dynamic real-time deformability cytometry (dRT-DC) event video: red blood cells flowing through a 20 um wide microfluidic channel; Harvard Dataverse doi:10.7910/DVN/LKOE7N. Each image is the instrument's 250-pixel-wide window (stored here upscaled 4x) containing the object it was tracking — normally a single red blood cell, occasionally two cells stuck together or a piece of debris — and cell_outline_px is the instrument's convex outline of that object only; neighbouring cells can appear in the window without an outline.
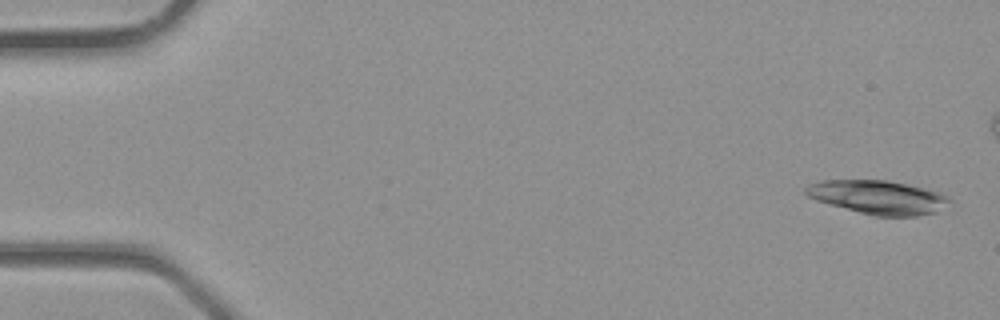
{"species": "common noctule bat (a hibernating species)", "species_latin": "Nyctalus noctula", "temperature_condition": "room temperature", "stored_images_in_passage": 4, "camera_frame_rate_fps": 3000, "um_per_image_px": 0.085, "animal": {"sex": "male", "body_mass_g": 23.1, "forearm_length_mm": 52.7}, "frame": {"image": 1, "passage_image": 1, "time_ms": 0.0, "image_size_px": [1000, 320], "cell_outline_px": [[952, 200], [936, 212], [916, 216], [876, 216], [828, 204], [816, 200], [808, 196], [804, 192], [804, 188], [808, 184], [820, 180], [888, 180], [908, 184], [940, 192], [948, 196]], "centroid_in_image_um": [74.62, 16.75], "position_along_channel_um": 10.4, "area_um2": 28.26}}